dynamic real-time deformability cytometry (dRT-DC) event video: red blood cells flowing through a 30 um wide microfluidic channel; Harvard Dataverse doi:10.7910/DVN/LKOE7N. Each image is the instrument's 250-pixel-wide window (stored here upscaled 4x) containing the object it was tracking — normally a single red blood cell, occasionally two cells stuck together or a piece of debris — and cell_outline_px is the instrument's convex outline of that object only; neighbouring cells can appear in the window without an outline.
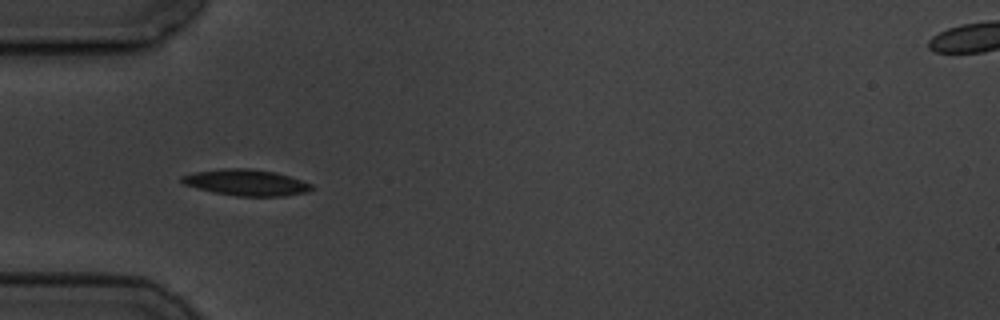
{"species": "common noctule bat (a hibernating species)", "species_latin": "Nyctalus noctula", "temperature_condition": "cold", "stored_images_in_passage": 7, "camera_frame_rate_fps": 3000, "um_per_image_px": 0.085, "animal": {"sex": "male", "body_mass_g": 19.5, "forearm_length_mm": 54.6}, "frame": {"image": 1, "passage_image": 6, "time_ms": 5.667, "image_size_px": [1000, 320], "cell_outline_px": [[312, 188], [308, 192], [284, 196], [236, 196], [216, 192], [184, 184], [180, 180], [180, 176], [192, 172], [224, 168], [248, 168], [276, 172], [312, 184]], "centroid_in_image_um": [20.92, 15.5], "position_along_channel_um": 64.1, "area_um2": 19.65}}
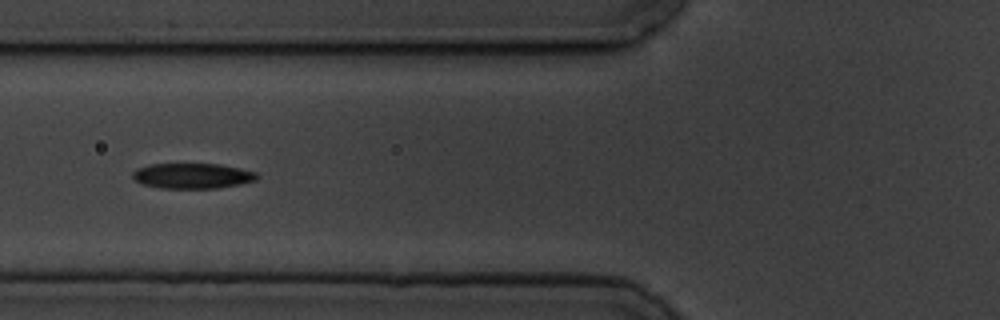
{"frame": {"image": 2, "passage_image": 7, "time_ms": 7.0, "image_size_px": [1000, 320], "cell_outline_px": [[260, 176], [256, 180], [240, 184], [216, 188], [160, 188], [144, 184], [136, 180], [132, 176], [132, 172], [136, 168], [148, 164], [220, 164], [240, 168], [256, 172]], "centroid_in_image_um": [16.37, 14.94], "position_along_channel_um": 109.4, "area_um2": 18.38}}